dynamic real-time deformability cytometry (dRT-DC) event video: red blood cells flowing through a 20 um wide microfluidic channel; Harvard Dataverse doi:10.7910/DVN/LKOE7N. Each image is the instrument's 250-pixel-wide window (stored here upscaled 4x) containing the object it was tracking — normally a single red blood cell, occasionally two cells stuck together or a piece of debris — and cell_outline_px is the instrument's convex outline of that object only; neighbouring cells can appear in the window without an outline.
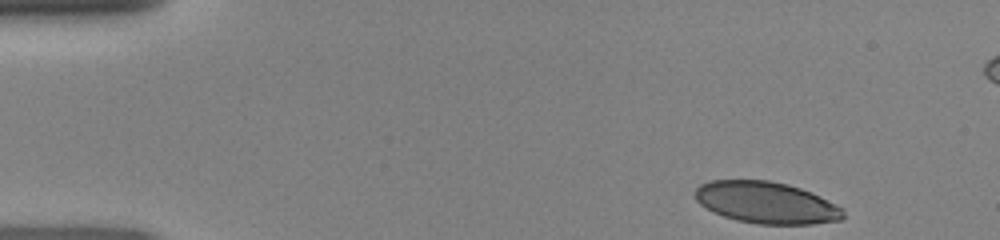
{"species": "human", "species_latin": "Homo sapiens", "temperature_condition": "room temperature", "stored_images_in_passage": 36, "camera_frame_rate_fps": 3000, "um_per_image_px": 0.085, "donor": {"sex": "female"}, "frame": {"image": 1, "passage_image": 1, "time_ms": 0.0, "image_size_px": [1000, 240], "cell_outline_px": [[844, 216], [840, 220], [812, 224], [756, 224], [736, 220], [724, 216], [700, 204], [696, 200], [696, 188], [700, 184], [712, 180], [768, 180], [788, 184], [800, 188], [820, 196], [844, 208]], "centroid_in_image_um": [65.16, 17.22], "position_along_channel_um": 19.8, "area_um2": 35.89}}
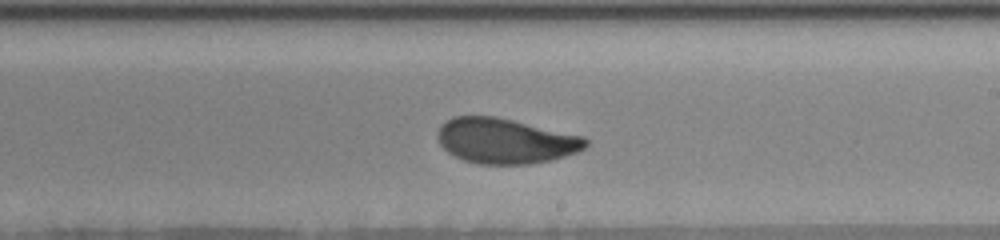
{"frame": {"image": 2, "passage_image": 24, "time_ms": 7.667, "image_size_px": [1000, 240], "cell_outline_px": [[588, 144], [584, 148], [576, 152], [552, 160], [532, 164], [480, 164], [464, 160], [448, 152], [440, 144], [436, 136], [436, 132], [440, 124], [452, 116], [496, 116], [584, 136], [588, 140]], "centroid_in_image_um": [42.94, 11.97], "position_along_channel_um": 246.1, "area_um2": 39.25}}
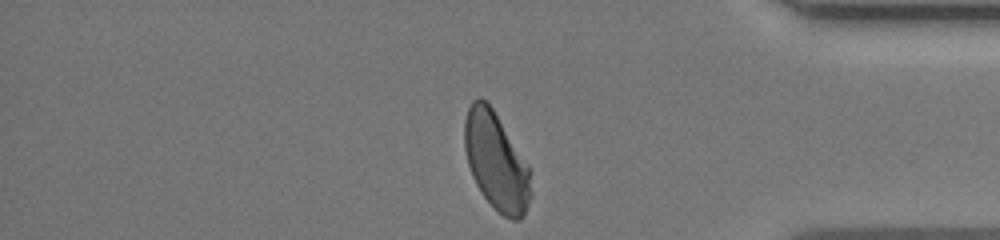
{"frame": {"image": 3, "passage_image": 36, "time_ms": 11.667, "image_size_px": [1000, 240], "cell_outline_px": [[532, 196], [524, 216], [520, 220], [512, 220], [504, 216], [484, 196], [476, 184], [472, 176], [468, 164], [464, 148], [464, 120], [468, 108], [472, 100], [480, 96], [492, 108], [528, 168], [532, 192]], "centroid_in_image_um": [42.15, 13.74], "position_along_channel_um": 393.1, "area_um2": 36.99}}